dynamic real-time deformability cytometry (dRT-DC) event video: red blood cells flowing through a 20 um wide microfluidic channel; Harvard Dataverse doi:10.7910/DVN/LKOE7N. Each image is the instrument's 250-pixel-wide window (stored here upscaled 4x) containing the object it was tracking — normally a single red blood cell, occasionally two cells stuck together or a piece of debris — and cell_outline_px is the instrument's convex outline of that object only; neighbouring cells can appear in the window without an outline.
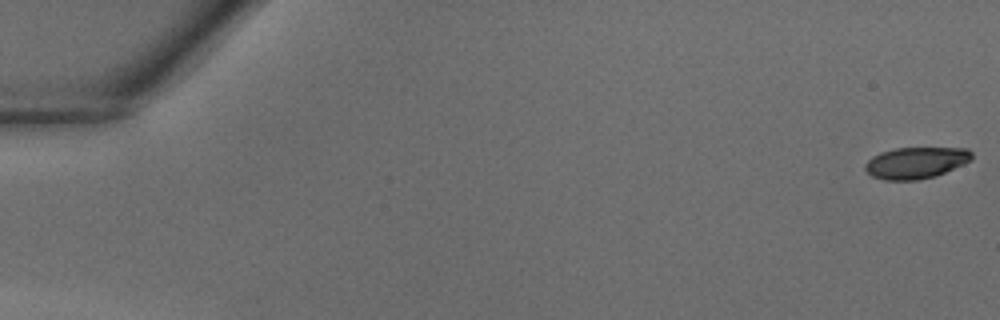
{"species": "common noctule bat (a hibernating species)", "species_latin": "Nyctalus noctula", "temperature_condition": "warm", "stored_images_in_passage": 41, "camera_frame_rate_fps": 3000, "um_per_image_px": 0.085, "animal": {"sex": "male", "body_mass_g": 18.8}, "frame": {"image": 1, "passage_image": 1, "time_ms": 0.0, "image_size_px": [1000, 320], "cell_outline_px": [[972, 160], [964, 164], [936, 176], [916, 180], [884, 180], [872, 176], [864, 168], [864, 164], [872, 156], [880, 152], [896, 148], [968, 148], [972, 152]], "centroid_in_image_um": [77.85, 13.83], "position_along_channel_um": 7.1, "area_um2": 19.65}}
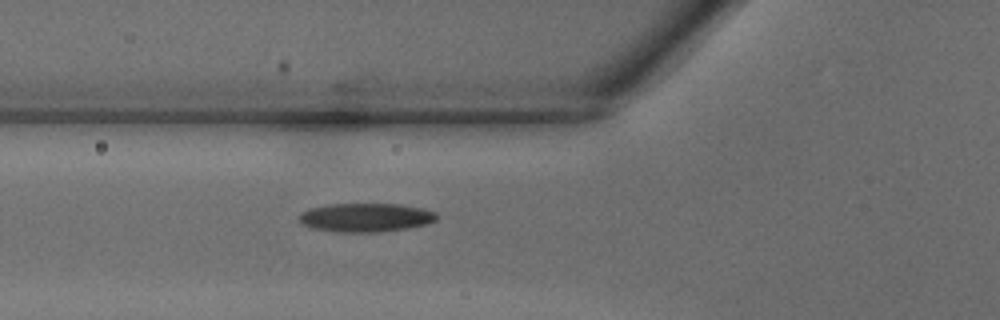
{"frame": {"image": 2, "passage_image": 16, "time_ms": 5.0, "image_size_px": [1000, 320], "cell_outline_px": [[436, 220], [428, 224], [380, 232], [336, 232], [312, 228], [304, 224], [300, 220], [300, 212], [308, 208], [328, 204], [400, 204], [424, 208], [436, 212]], "centroid_in_image_um": [31.08, 18.48], "position_along_channel_um": 94.7, "area_um2": 23.06}}
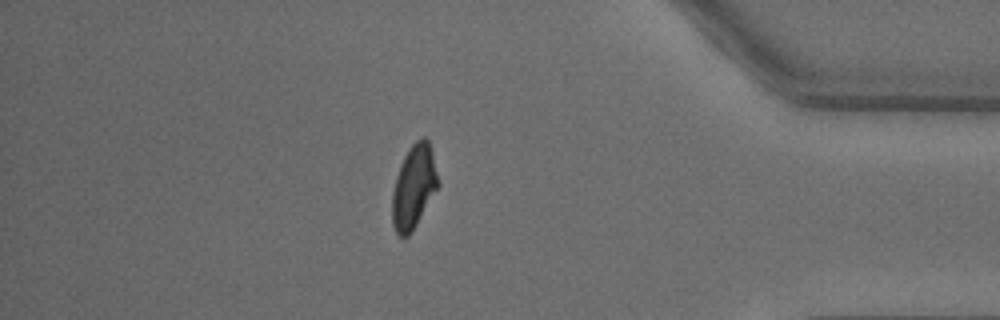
{"frame": {"image": 3, "passage_image": 36, "time_ms": 11.667, "image_size_px": [1000, 320], "cell_outline_px": [[440, 184], [412, 232], [408, 236], [400, 236], [396, 232], [392, 224], [392, 192], [396, 176], [400, 164], [404, 156], [412, 144], [416, 140], [424, 136], [428, 140], [432, 152]], "centroid_in_image_um": [35.17, 15.88], "position_along_channel_um": 400.0, "area_um2": 22.31}}